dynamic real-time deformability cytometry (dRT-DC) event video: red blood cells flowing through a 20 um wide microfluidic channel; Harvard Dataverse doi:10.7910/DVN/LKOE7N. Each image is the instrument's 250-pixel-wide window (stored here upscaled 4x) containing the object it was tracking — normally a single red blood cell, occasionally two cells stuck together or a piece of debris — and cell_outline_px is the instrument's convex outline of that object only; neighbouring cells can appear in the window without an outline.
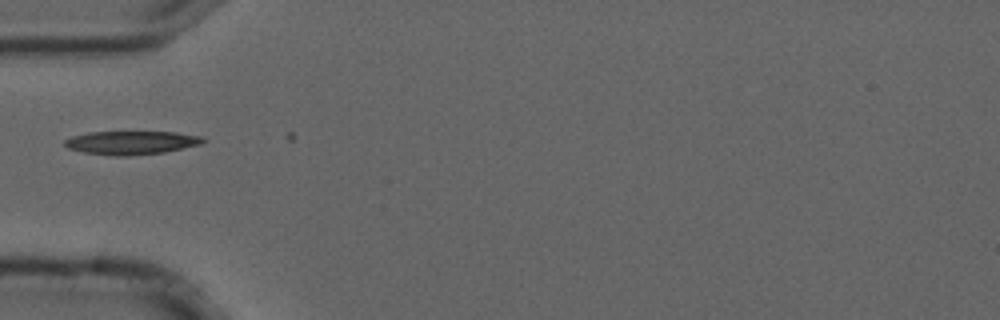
{"species": "common noctule bat (a hibernating species)", "species_latin": "Nyctalus noctula", "temperature_condition": "cold", "stored_images_in_passage": 3, "camera_frame_rate_fps": 3000, "um_per_image_px": 0.085, "animal": {"sex": "male", "forearm_length_mm": 52.5}, "frame": {"image": 1, "passage_image": 2, "time_ms": 0.333, "image_size_px": [1000, 320], "cell_outline_px": [[204, 140], [200, 144], [164, 152], [124, 156], [112, 156], [84, 152], [68, 148], [64, 144], [64, 140], [72, 136], [88, 132], [176, 132], [204, 136]], "centroid_in_image_um": [11.14, 12.12], "position_along_channel_um": 73.9, "area_um2": 18.84}}